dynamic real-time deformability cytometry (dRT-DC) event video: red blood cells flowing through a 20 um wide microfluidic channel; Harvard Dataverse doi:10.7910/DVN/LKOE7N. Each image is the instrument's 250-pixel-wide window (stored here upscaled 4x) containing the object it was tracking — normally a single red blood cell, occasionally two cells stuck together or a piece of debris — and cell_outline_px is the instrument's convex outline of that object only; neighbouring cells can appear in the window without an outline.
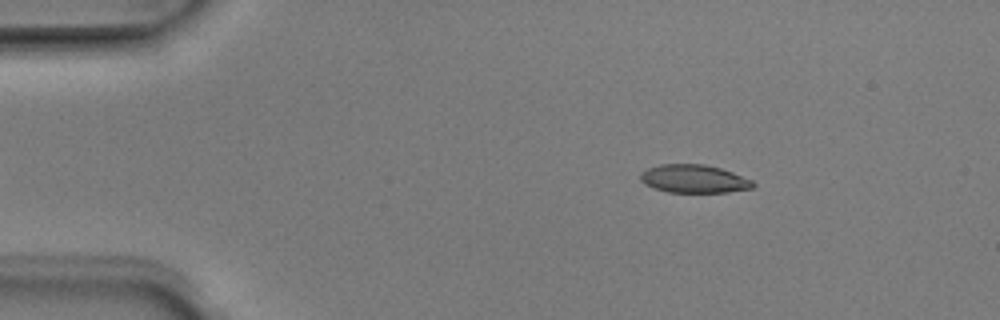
{"species": "Egyptian fruit bat (a non-hibernating species)", "species_latin": "Rousettus aegyptiacus", "temperature_condition": "room temperature", "stored_images_in_passage": 4, "camera_frame_rate_fps": 3000, "um_per_image_px": 0.085, "animal": {"sex": "male"}, "frame": {"image": 1, "passage_image": 2, "time_ms": 0.333, "image_size_px": [1000, 320], "cell_outline_px": [[756, 184], [752, 188], [728, 192], [668, 192], [644, 184], [640, 180], [640, 172], [648, 168], [660, 164], [704, 164], [720, 168], [732, 172], [752, 180]], "centroid_in_image_um": [58.98, 15.19], "position_along_channel_um": 26.0, "area_um2": 18.44}}
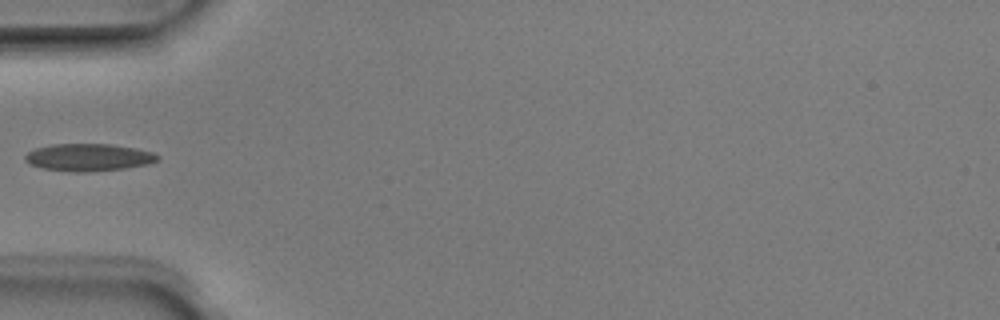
{"frame": {"image": 2, "passage_image": 4, "time_ms": 1.0, "image_size_px": [1000, 320], "cell_outline_px": [[160, 156], [156, 160], [148, 164], [124, 168], [84, 172], [72, 172], [44, 168], [28, 164], [24, 160], [24, 156], [28, 152], [36, 148], [52, 144], [112, 144], [136, 148], [152, 152]], "centroid_in_image_um": [7.5, 13.37], "position_along_channel_um": 77.5, "area_um2": 21.04}}